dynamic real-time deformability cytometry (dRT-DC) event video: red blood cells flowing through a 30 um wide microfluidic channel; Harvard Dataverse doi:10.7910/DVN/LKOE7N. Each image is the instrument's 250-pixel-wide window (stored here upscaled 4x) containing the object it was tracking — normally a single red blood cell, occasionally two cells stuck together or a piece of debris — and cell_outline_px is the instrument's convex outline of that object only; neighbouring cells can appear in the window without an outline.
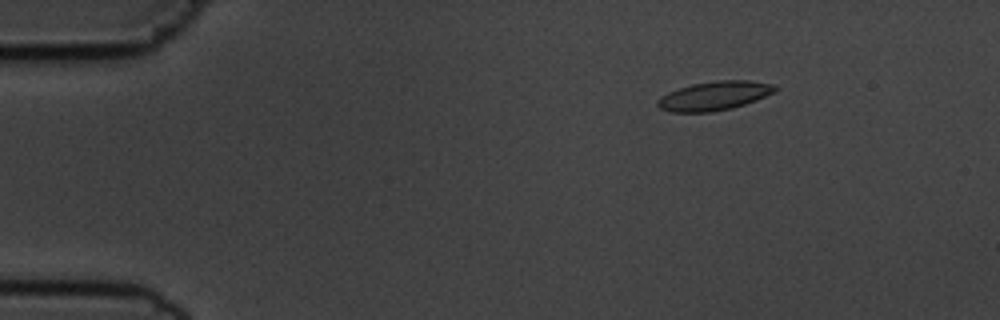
{"species": "common noctule bat (a hibernating species)", "species_latin": "Nyctalus noctula", "temperature_condition": "cold", "stored_images_in_passage": 50, "camera_frame_rate_fps": 3000, "um_per_image_px": 0.085, "animal": {"sex": "male", "body_mass_g": 19.5, "forearm_length_mm": 54.6}, "frame": {"image": 1, "passage_image": 3, "time_ms": 0.667, "image_size_px": [1000, 320], "cell_outline_px": [[780, 88], [776, 92], [756, 100], [732, 108], [712, 112], [672, 112], [660, 108], [656, 104], [656, 100], [660, 96], [668, 92], [692, 84], [716, 80], [748, 80], [772, 84]], "centroid_in_image_um": [60.72, 8.14], "position_along_channel_um": 24.3, "area_um2": 19.94}}
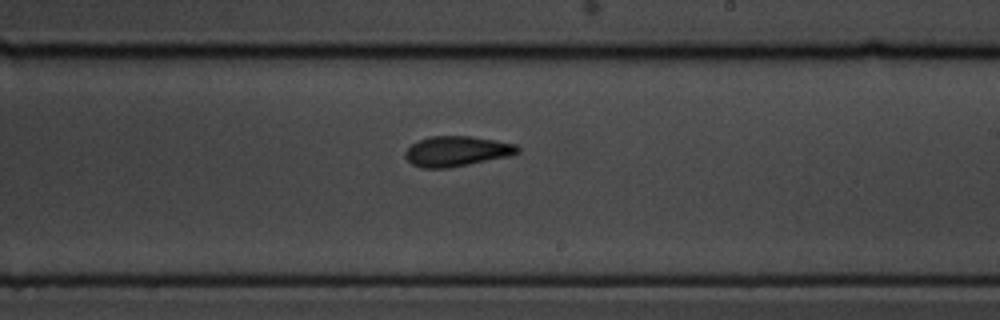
{"frame": {"image": 2, "passage_image": 28, "time_ms": 9.0, "image_size_px": [1000, 320], "cell_outline_px": [[520, 152], [512, 156], [448, 168], [420, 168], [412, 164], [404, 156], [404, 152], [412, 144], [420, 140], [432, 136], [472, 136], [496, 140], [516, 144], [520, 148]], "centroid_in_image_um": [38.86, 12.86], "position_along_channel_um": 250.1, "area_um2": 19.94}}
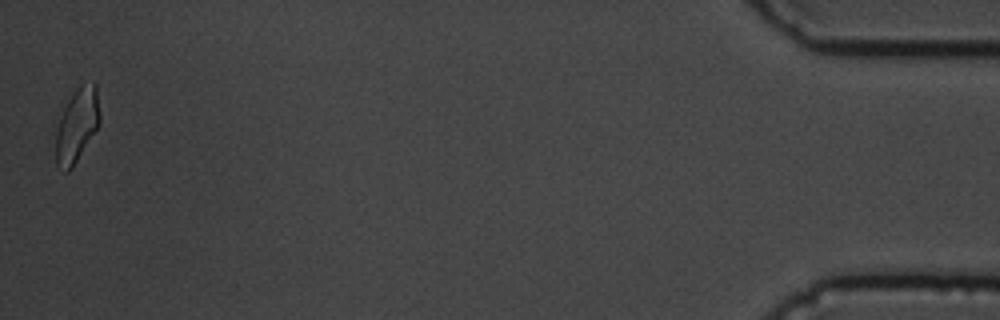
{"frame": {"image": 3, "passage_image": 50, "time_ms": 16.333, "image_size_px": [1000, 320], "cell_outline_px": [[100, 124], [72, 168], [68, 172], [64, 172], [56, 164], [56, 128], [60, 116], [68, 100], [76, 88], [80, 84], [96, 84], [100, 116]], "centroid_in_image_um": [6.53, 10.67], "position_along_channel_um": 428.7, "area_um2": 18.84}, "authors_computed_cell_mechanics": {"area_um2": 19.4208, "velocity_mm_per_s": 3.6275, "shape_relaxation_time_tau1_ms": 3.9203, "shape_relaxation_time_tau2_ms": 2.5836, "deformation_change_tau1": 0.0973, "deformation_change_tau2": 0.0925}}